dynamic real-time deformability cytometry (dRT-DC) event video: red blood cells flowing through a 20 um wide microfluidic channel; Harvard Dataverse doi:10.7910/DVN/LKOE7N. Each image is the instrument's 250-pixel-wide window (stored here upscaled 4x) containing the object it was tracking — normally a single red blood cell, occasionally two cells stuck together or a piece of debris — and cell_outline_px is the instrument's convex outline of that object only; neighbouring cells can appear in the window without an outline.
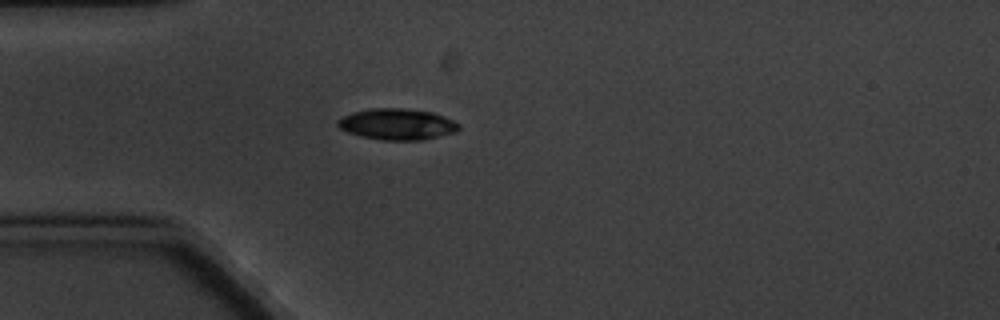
{"species": "common noctule bat (a hibernating species)", "species_latin": "Nyctalus noctula", "temperature_condition": "cold", "stored_images_in_passage": 1, "camera_frame_rate_fps": 3000, "um_per_image_px": 0.085, "animal": {"sex": "male", "body_mass_g": 20.1, "forearm_length_mm": 53.5}, "frame": {"image": 1, "passage_image": 1, "time_ms": 0.0, "image_size_px": [1000, 320], "cell_outline_px": [[460, 128], [456, 132], [424, 140], [380, 140], [360, 136], [348, 132], [340, 128], [336, 124], [336, 120], [352, 112], [372, 108], [404, 108], [432, 112], [444, 116], [460, 124]], "centroid_in_image_um": [33.76, 10.56], "position_along_channel_um": 51.2, "area_um2": 22.14}}